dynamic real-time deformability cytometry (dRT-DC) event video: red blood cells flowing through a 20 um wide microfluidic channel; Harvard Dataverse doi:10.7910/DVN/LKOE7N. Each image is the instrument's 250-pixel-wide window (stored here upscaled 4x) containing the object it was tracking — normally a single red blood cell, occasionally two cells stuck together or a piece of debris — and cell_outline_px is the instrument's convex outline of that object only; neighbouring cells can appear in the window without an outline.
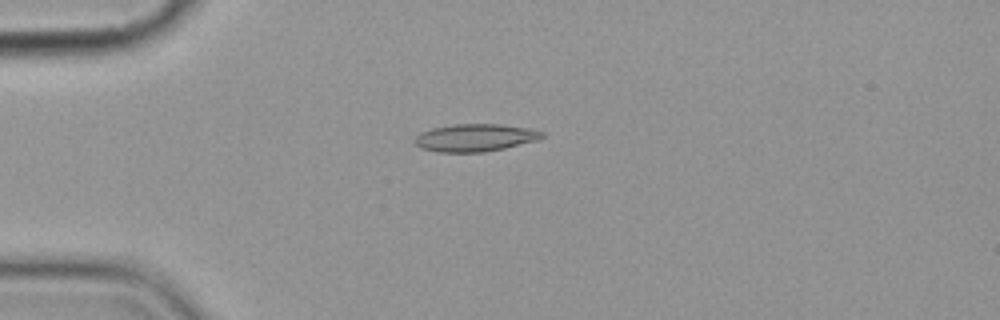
{"species": "common noctule bat (a hibernating species)", "species_latin": "Nyctalus noctula", "temperature_condition": "cold", "stored_images_in_passage": 6, "camera_frame_rate_fps": 3000, "um_per_image_px": 0.085, "animal": {"sex": "female", "body_mass_g": 19.9}, "frame": {"image": 1, "passage_image": 5, "time_ms": 4.667, "image_size_px": [1000, 320], "cell_outline_px": [[544, 136], [536, 140], [504, 148], [484, 152], [440, 152], [420, 148], [412, 140], [420, 132], [432, 128], [452, 124], [500, 124], [528, 128], [544, 132]], "centroid_in_image_um": [40.34, 11.7], "position_along_channel_um": 44.7, "area_um2": 20.4}}